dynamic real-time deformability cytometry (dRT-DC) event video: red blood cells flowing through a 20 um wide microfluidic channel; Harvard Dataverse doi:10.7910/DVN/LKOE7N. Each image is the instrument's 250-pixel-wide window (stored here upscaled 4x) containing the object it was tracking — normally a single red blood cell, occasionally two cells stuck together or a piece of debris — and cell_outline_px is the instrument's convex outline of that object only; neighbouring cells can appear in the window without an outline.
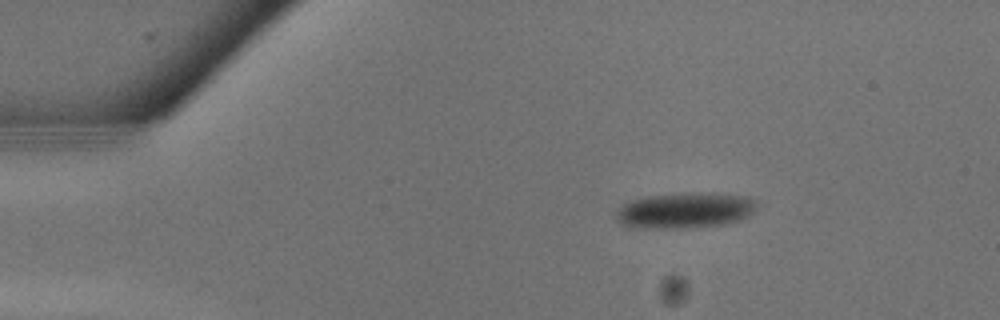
{"species": "common noctule bat (a hibernating species)", "species_latin": "Nyctalus noctula", "temperature_condition": "warm", "stored_images_in_passage": 14, "camera_frame_rate_fps": 3000, "um_per_image_px": 0.085, "animal": {"sex": "male", "body_mass_g": 13.3}, "frame": {"image": 1, "passage_image": 5, "time_ms": 1.333, "image_size_px": [1000, 320], "cell_outline_px": [[756, 208], [748, 216], [740, 220], [724, 224], [680, 228], [636, 228], [620, 224], [616, 220], [616, 212], [624, 204], [632, 200], [648, 196], [744, 196], [756, 200]], "centroid_in_image_um": [58.16, 17.96], "position_along_channel_um": 26.8, "area_um2": 27.69}}
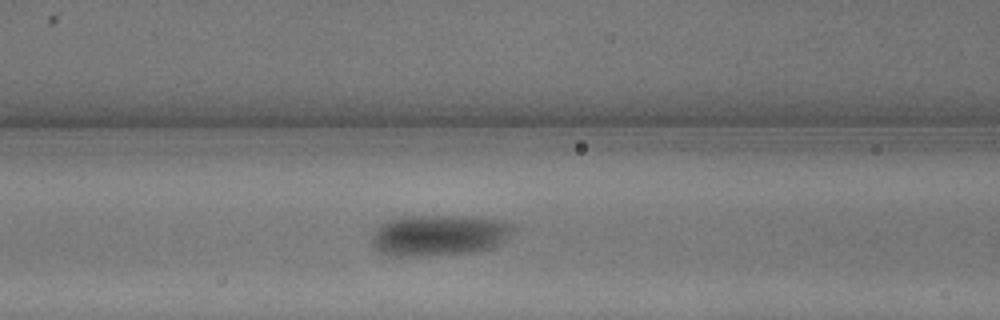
{"frame": {"image": 2, "passage_image": 12, "time_ms": 3.667, "image_size_px": [1000, 320], "cell_outline_px": [[516, 228], [512, 232], [492, 248], [472, 252], [400, 256], [396, 256], [380, 252], [372, 244], [372, 236], [376, 228], [380, 224], [388, 220], [404, 216], [464, 216], [496, 220], [512, 224]], "centroid_in_image_um": [37.28, 19.98], "position_along_channel_um": 129.3, "area_um2": 33.18}}
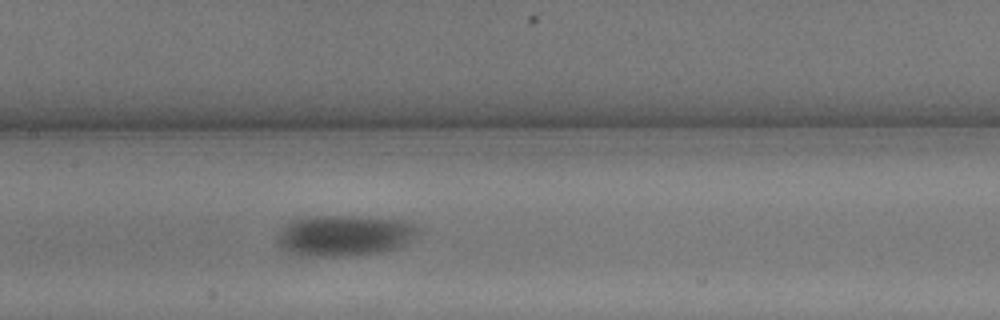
{"frame": {"image": 3, "passage_image": 14, "time_ms": 4.333, "image_size_px": [1000, 320], "cell_outline_px": [[420, 232], [400, 248], [384, 252], [344, 256], [300, 256], [288, 252], [280, 248], [280, 236], [284, 228], [292, 220], [316, 216], [352, 216], [396, 220], [412, 224]], "centroid_in_image_um": [29.29, 20.05], "position_along_channel_um": 178.1, "area_um2": 33.06}}